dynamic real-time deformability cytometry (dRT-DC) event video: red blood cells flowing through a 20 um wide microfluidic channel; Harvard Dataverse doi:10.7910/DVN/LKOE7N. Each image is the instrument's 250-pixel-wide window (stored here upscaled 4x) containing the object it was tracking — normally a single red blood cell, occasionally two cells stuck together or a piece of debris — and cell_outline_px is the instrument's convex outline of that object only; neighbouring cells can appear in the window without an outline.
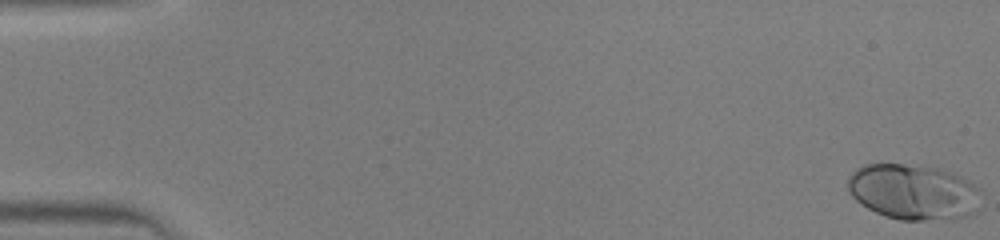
{"species": "human", "species_latin": "Homo sapiens", "temperature_condition": "warm", "stored_images_in_passage": 46, "camera_frame_rate_fps": 3000, "um_per_image_px": 0.085, "donor": {"sex": "male"}, "frame": {"image": 1, "passage_image": 1, "time_ms": 0.0, "image_size_px": [1000, 240], "cell_outline_px": [[980, 188], [976, 212], [968, 216], [924, 220], [900, 220], [876, 212], [868, 208], [856, 200], [848, 192], [848, 176], [856, 168], [864, 164], [904, 164], [940, 168], [956, 172]], "centroid_in_image_um": [77.63, 16.29], "position_along_channel_um": 7.4, "area_um2": 43.23}}
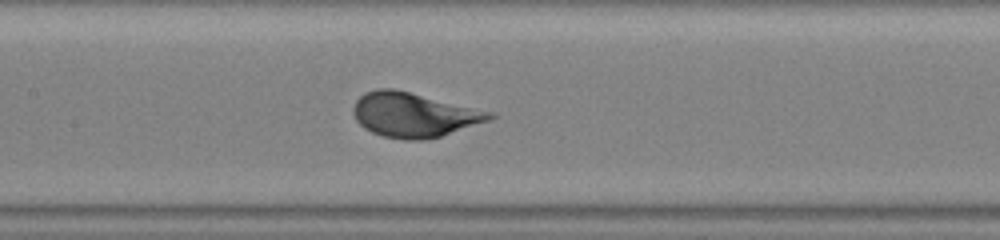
{"frame": {"image": 2, "passage_image": 23, "time_ms": 7.333, "image_size_px": [1000, 240], "cell_outline_px": [[500, 116], [440, 136], [424, 140], [404, 140], [384, 136], [372, 132], [364, 128], [356, 120], [352, 112], [352, 108], [356, 100], [364, 92], [376, 88], [396, 88], [496, 112]], "centroid_in_image_um": [35.19, 9.73], "position_along_channel_um": 172.2, "area_um2": 35.78}}
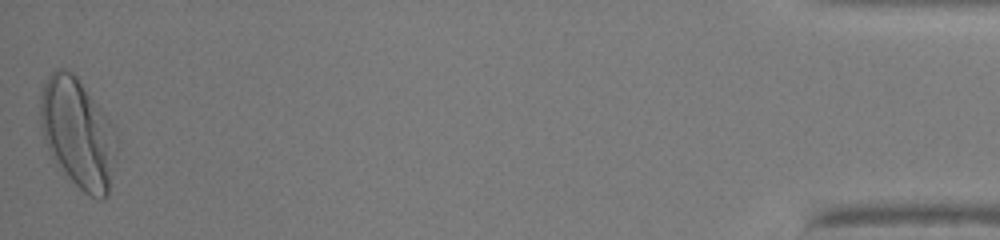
{"frame": {"image": 3, "passage_image": 46, "time_ms": 15.0, "image_size_px": [1000, 240], "cell_outline_px": [[120, 140], [108, 196], [104, 200], [96, 200], [88, 196], [56, 164], [44, 140], [40, 124], [40, 92], [48, 76], [56, 68], [64, 68], [72, 72], [76, 76], [112, 124]], "centroid_in_image_um": [6.65, 11.35], "position_along_channel_um": 428.6, "area_um2": 49.13}}